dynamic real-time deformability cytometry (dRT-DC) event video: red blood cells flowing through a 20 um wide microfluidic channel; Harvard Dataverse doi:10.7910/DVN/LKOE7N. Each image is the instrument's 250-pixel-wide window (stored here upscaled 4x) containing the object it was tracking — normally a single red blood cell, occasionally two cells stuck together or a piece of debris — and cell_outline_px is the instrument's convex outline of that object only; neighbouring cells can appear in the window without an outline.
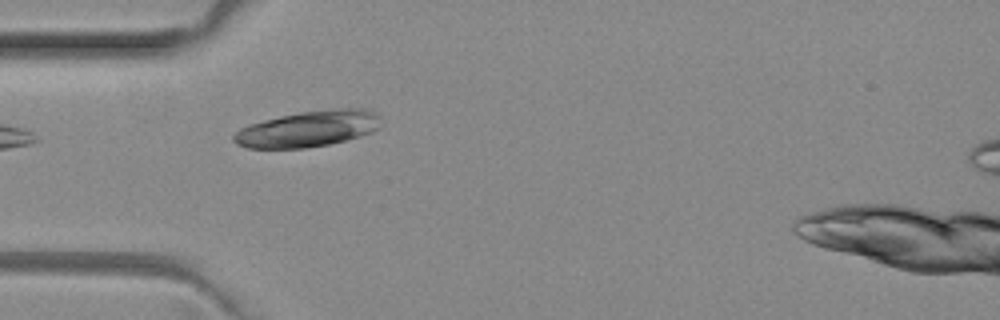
{"species": "common noctule bat (a hibernating species)", "species_latin": "Nyctalus noctula", "temperature_condition": "room temperature", "stored_images_in_passage": 4, "camera_frame_rate_fps": 3000, "um_per_image_px": 0.085, "animal": {"sex": "female", "body_mass_g": 29.2, "forearm_length_mm": 56.3}, "frame": {"image": 1, "passage_image": 4, "time_ms": 1.0, "image_size_px": [1000, 320], "cell_outline_px": [[380, 128], [372, 132], [360, 136], [328, 144], [304, 148], [248, 148], [236, 144], [232, 140], [232, 136], [240, 128], [248, 124], [280, 116], [300, 112], [336, 108], [364, 108], [376, 112], [380, 116]], "centroid_in_image_um": [26.2, 10.94], "position_along_channel_um": 58.8, "area_um2": 31.04}}